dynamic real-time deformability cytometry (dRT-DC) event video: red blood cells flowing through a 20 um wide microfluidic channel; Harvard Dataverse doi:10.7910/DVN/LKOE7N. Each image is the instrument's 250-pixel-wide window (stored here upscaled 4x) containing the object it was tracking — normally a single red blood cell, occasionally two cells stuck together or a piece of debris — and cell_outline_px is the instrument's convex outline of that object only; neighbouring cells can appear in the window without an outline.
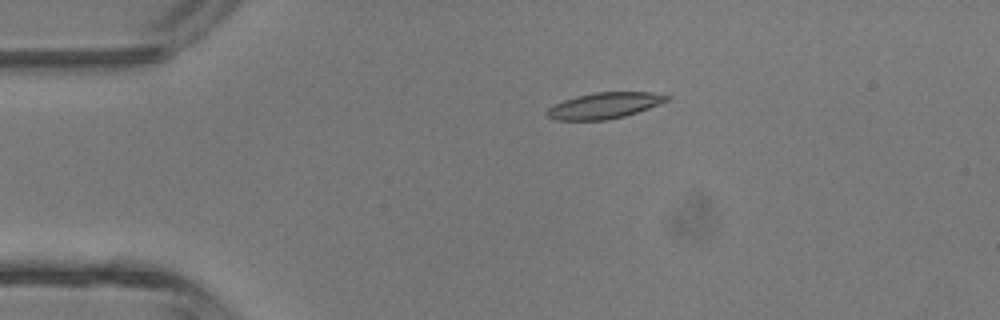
{"species": "common noctule bat (a hibernating species)", "species_latin": "Nyctalus noctula", "temperature_condition": "room temperature", "stored_images_in_passage": 2, "camera_frame_rate_fps": 3000, "um_per_image_px": 0.085, "animal": {"sex": "male", "body_mass_g": 13.3}, "frame": {"image": 1, "passage_image": 2, "time_ms": 2.0, "image_size_px": [1000, 320], "cell_outline_px": [[672, 96], [668, 100], [660, 104], [624, 116], [608, 120], [556, 120], [548, 116], [544, 112], [552, 104], [576, 96], [596, 92], [652, 92]], "centroid_in_image_um": [51.35, 8.97], "position_along_channel_um": 33.6, "area_um2": 18.21}}